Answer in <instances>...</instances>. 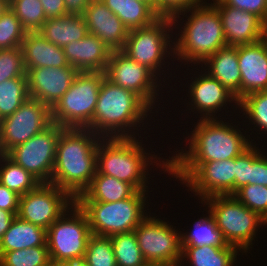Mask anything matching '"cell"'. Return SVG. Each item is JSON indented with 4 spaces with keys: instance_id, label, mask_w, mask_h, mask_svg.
<instances>
[{
    "instance_id": "6da1fadb",
    "label": "cell",
    "mask_w": 267,
    "mask_h": 266,
    "mask_svg": "<svg viewBox=\"0 0 267 266\" xmlns=\"http://www.w3.org/2000/svg\"><path fill=\"white\" fill-rule=\"evenodd\" d=\"M101 137L89 129L65 128L56 145L51 184L76 200L97 172V146Z\"/></svg>"
},
{
    "instance_id": "7a4b0ae2",
    "label": "cell",
    "mask_w": 267,
    "mask_h": 266,
    "mask_svg": "<svg viewBox=\"0 0 267 266\" xmlns=\"http://www.w3.org/2000/svg\"><path fill=\"white\" fill-rule=\"evenodd\" d=\"M153 109L137 94L104 78L98 94L93 121L87 128L101 138L139 137ZM147 118V119H146ZM140 127V129H138ZM133 128V129H132ZM137 129L136 133L135 130ZM136 133V134H135Z\"/></svg>"
},
{
    "instance_id": "3957f363",
    "label": "cell",
    "mask_w": 267,
    "mask_h": 266,
    "mask_svg": "<svg viewBox=\"0 0 267 266\" xmlns=\"http://www.w3.org/2000/svg\"><path fill=\"white\" fill-rule=\"evenodd\" d=\"M187 13H190V16ZM184 17L188 21L186 20L180 30L176 23H181ZM171 18L174 29H179V33L176 34L179 38L175 37L173 41L176 56L173 60L177 58L180 62H187V65L191 63V66L192 63L194 66L204 65L203 62L208 57L227 46L218 10L212 3L205 1L203 4L180 11Z\"/></svg>"
},
{
    "instance_id": "277c9868",
    "label": "cell",
    "mask_w": 267,
    "mask_h": 266,
    "mask_svg": "<svg viewBox=\"0 0 267 266\" xmlns=\"http://www.w3.org/2000/svg\"><path fill=\"white\" fill-rule=\"evenodd\" d=\"M139 138H142L141 135L138 139L101 138L97 146V171L131 184L137 191H149L146 186L149 182V166H155L152 163H156L163 173H169V159L157 157L152 152L146 153L147 149L141 142L143 138L140 141Z\"/></svg>"
},
{
    "instance_id": "5b68a950",
    "label": "cell",
    "mask_w": 267,
    "mask_h": 266,
    "mask_svg": "<svg viewBox=\"0 0 267 266\" xmlns=\"http://www.w3.org/2000/svg\"><path fill=\"white\" fill-rule=\"evenodd\" d=\"M220 119H198L188 134V140L185 137L188 150L182 147L177 150L178 153L175 151V155L169 156V162L229 160L238 157L253 144L250 135H246V131L244 135L241 132L243 128Z\"/></svg>"
},
{
    "instance_id": "8992f818",
    "label": "cell",
    "mask_w": 267,
    "mask_h": 266,
    "mask_svg": "<svg viewBox=\"0 0 267 266\" xmlns=\"http://www.w3.org/2000/svg\"><path fill=\"white\" fill-rule=\"evenodd\" d=\"M173 27L171 17L160 16L151 25L129 30L121 51L159 76L161 81V75H166V71L162 69H166V63L167 67L171 64L165 60L174 57Z\"/></svg>"
},
{
    "instance_id": "52a82bcc",
    "label": "cell",
    "mask_w": 267,
    "mask_h": 266,
    "mask_svg": "<svg viewBox=\"0 0 267 266\" xmlns=\"http://www.w3.org/2000/svg\"><path fill=\"white\" fill-rule=\"evenodd\" d=\"M207 205L225 241L248 253L256 233L267 222L233 195H214L200 202Z\"/></svg>"
},
{
    "instance_id": "ba28073f",
    "label": "cell",
    "mask_w": 267,
    "mask_h": 266,
    "mask_svg": "<svg viewBox=\"0 0 267 266\" xmlns=\"http://www.w3.org/2000/svg\"><path fill=\"white\" fill-rule=\"evenodd\" d=\"M148 191L116 202H76L86 213L92 234L112 236L134 231L148 215L145 205ZM146 211V212H145Z\"/></svg>"
},
{
    "instance_id": "9c48e42d",
    "label": "cell",
    "mask_w": 267,
    "mask_h": 266,
    "mask_svg": "<svg viewBox=\"0 0 267 266\" xmlns=\"http://www.w3.org/2000/svg\"><path fill=\"white\" fill-rule=\"evenodd\" d=\"M104 72H78L69 90L51 109L52 121L63 128L87 129L93 121Z\"/></svg>"
},
{
    "instance_id": "30bf717a",
    "label": "cell",
    "mask_w": 267,
    "mask_h": 266,
    "mask_svg": "<svg viewBox=\"0 0 267 266\" xmlns=\"http://www.w3.org/2000/svg\"><path fill=\"white\" fill-rule=\"evenodd\" d=\"M174 176L201 201L214 195L235 193V158L211 162H169Z\"/></svg>"
},
{
    "instance_id": "8fae6325",
    "label": "cell",
    "mask_w": 267,
    "mask_h": 266,
    "mask_svg": "<svg viewBox=\"0 0 267 266\" xmlns=\"http://www.w3.org/2000/svg\"><path fill=\"white\" fill-rule=\"evenodd\" d=\"M47 247L52 265L84 257L92 235L86 213L74 202L47 230Z\"/></svg>"
},
{
    "instance_id": "7c38bea8",
    "label": "cell",
    "mask_w": 267,
    "mask_h": 266,
    "mask_svg": "<svg viewBox=\"0 0 267 266\" xmlns=\"http://www.w3.org/2000/svg\"><path fill=\"white\" fill-rule=\"evenodd\" d=\"M154 214L147 215L134 230L141 254L151 266H179L181 232Z\"/></svg>"
},
{
    "instance_id": "4fadbf2b",
    "label": "cell",
    "mask_w": 267,
    "mask_h": 266,
    "mask_svg": "<svg viewBox=\"0 0 267 266\" xmlns=\"http://www.w3.org/2000/svg\"><path fill=\"white\" fill-rule=\"evenodd\" d=\"M52 123L51 108L29 97L12 115L0 120V154H7Z\"/></svg>"
},
{
    "instance_id": "5bb4252c",
    "label": "cell",
    "mask_w": 267,
    "mask_h": 266,
    "mask_svg": "<svg viewBox=\"0 0 267 266\" xmlns=\"http://www.w3.org/2000/svg\"><path fill=\"white\" fill-rule=\"evenodd\" d=\"M65 128L56 123L11 149L6 155L40 183H50L55 164L56 145Z\"/></svg>"
},
{
    "instance_id": "9a60e30c",
    "label": "cell",
    "mask_w": 267,
    "mask_h": 266,
    "mask_svg": "<svg viewBox=\"0 0 267 266\" xmlns=\"http://www.w3.org/2000/svg\"><path fill=\"white\" fill-rule=\"evenodd\" d=\"M104 73L105 78L113 84L133 91L152 109L157 108L154 105L160 101L158 96L161 93L159 89L162 81L147 67L130 59L119 50L111 52Z\"/></svg>"
},
{
    "instance_id": "2e32d148",
    "label": "cell",
    "mask_w": 267,
    "mask_h": 266,
    "mask_svg": "<svg viewBox=\"0 0 267 266\" xmlns=\"http://www.w3.org/2000/svg\"><path fill=\"white\" fill-rule=\"evenodd\" d=\"M75 200L51 183H40L34 190L20 196L17 216L47 230Z\"/></svg>"
},
{
    "instance_id": "e0dca14e",
    "label": "cell",
    "mask_w": 267,
    "mask_h": 266,
    "mask_svg": "<svg viewBox=\"0 0 267 266\" xmlns=\"http://www.w3.org/2000/svg\"><path fill=\"white\" fill-rule=\"evenodd\" d=\"M198 77L189 84L188 96L191 108L190 112L199 113L200 119H214L217 118V113L223 109H228L227 103H235L236 109L238 108L239 101L235 95L224 87L217 79L210 77L206 72H198ZM203 73V74H202ZM226 104V105H225ZM225 107V108H224ZM223 108V109H222ZM193 109V110H192ZM197 111V112H196ZM202 113V114H201ZM216 116V117H215Z\"/></svg>"
},
{
    "instance_id": "ac0fdd59",
    "label": "cell",
    "mask_w": 267,
    "mask_h": 266,
    "mask_svg": "<svg viewBox=\"0 0 267 266\" xmlns=\"http://www.w3.org/2000/svg\"><path fill=\"white\" fill-rule=\"evenodd\" d=\"M78 72L72 66L29 69L26 72L29 96L52 109L69 90Z\"/></svg>"
},
{
    "instance_id": "d6986e66",
    "label": "cell",
    "mask_w": 267,
    "mask_h": 266,
    "mask_svg": "<svg viewBox=\"0 0 267 266\" xmlns=\"http://www.w3.org/2000/svg\"><path fill=\"white\" fill-rule=\"evenodd\" d=\"M217 8L227 46L249 45L264 39L265 23L255 14L212 0Z\"/></svg>"
},
{
    "instance_id": "ffe728a7",
    "label": "cell",
    "mask_w": 267,
    "mask_h": 266,
    "mask_svg": "<svg viewBox=\"0 0 267 266\" xmlns=\"http://www.w3.org/2000/svg\"><path fill=\"white\" fill-rule=\"evenodd\" d=\"M241 73L240 99L267 90V41L237 46Z\"/></svg>"
},
{
    "instance_id": "44dd1931",
    "label": "cell",
    "mask_w": 267,
    "mask_h": 266,
    "mask_svg": "<svg viewBox=\"0 0 267 266\" xmlns=\"http://www.w3.org/2000/svg\"><path fill=\"white\" fill-rule=\"evenodd\" d=\"M83 17L88 33L97 36L112 51L123 49L129 30L100 0H92Z\"/></svg>"
},
{
    "instance_id": "7402d4cb",
    "label": "cell",
    "mask_w": 267,
    "mask_h": 266,
    "mask_svg": "<svg viewBox=\"0 0 267 266\" xmlns=\"http://www.w3.org/2000/svg\"><path fill=\"white\" fill-rule=\"evenodd\" d=\"M63 50L68 63L79 72H104L112 52L91 33L65 45Z\"/></svg>"
},
{
    "instance_id": "603a6c76",
    "label": "cell",
    "mask_w": 267,
    "mask_h": 266,
    "mask_svg": "<svg viewBox=\"0 0 267 266\" xmlns=\"http://www.w3.org/2000/svg\"><path fill=\"white\" fill-rule=\"evenodd\" d=\"M21 50L26 72L37 67L71 66L63 48L49 42L38 31L26 33L21 43Z\"/></svg>"
},
{
    "instance_id": "cb8c5ba5",
    "label": "cell",
    "mask_w": 267,
    "mask_h": 266,
    "mask_svg": "<svg viewBox=\"0 0 267 266\" xmlns=\"http://www.w3.org/2000/svg\"><path fill=\"white\" fill-rule=\"evenodd\" d=\"M201 65L203 72L217 79L240 100L241 73L237 56V46H226L208 57ZM207 70V71H206Z\"/></svg>"
},
{
    "instance_id": "d4e9b609",
    "label": "cell",
    "mask_w": 267,
    "mask_h": 266,
    "mask_svg": "<svg viewBox=\"0 0 267 266\" xmlns=\"http://www.w3.org/2000/svg\"><path fill=\"white\" fill-rule=\"evenodd\" d=\"M137 190L124 181L105 174L95 173L90 186L75 202H116L132 197Z\"/></svg>"
},
{
    "instance_id": "484cf974",
    "label": "cell",
    "mask_w": 267,
    "mask_h": 266,
    "mask_svg": "<svg viewBox=\"0 0 267 266\" xmlns=\"http://www.w3.org/2000/svg\"><path fill=\"white\" fill-rule=\"evenodd\" d=\"M46 230L15 216L0 241V256L9 251L47 246Z\"/></svg>"
},
{
    "instance_id": "4316f807",
    "label": "cell",
    "mask_w": 267,
    "mask_h": 266,
    "mask_svg": "<svg viewBox=\"0 0 267 266\" xmlns=\"http://www.w3.org/2000/svg\"><path fill=\"white\" fill-rule=\"evenodd\" d=\"M49 42L64 47L88 34L83 15H65L49 18L38 31Z\"/></svg>"
},
{
    "instance_id": "83f0119b",
    "label": "cell",
    "mask_w": 267,
    "mask_h": 266,
    "mask_svg": "<svg viewBox=\"0 0 267 266\" xmlns=\"http://www.w3.org/2000/svg\"><path fill=\"white\" fill-rule=\"evenodd\" d=\"M122 21L128 30L146 27L160 15L146 2L140 0H100Z\"/></svg>"
},
{
    "instance_id": "f1b7e54d",
    "label": "cell",
    "mask_w": 267,
    "mask_h": 266,
    "mask_svg": "<svg viewBox=\"0 0 267 266\" xmlns=\"http://www.w3.org/2000/svg\"><path fill=\"white\" fill-rule=\"evenodd\" d=\"M238 250L237 247L229 244L226 247H182L179 266H185V263L187 265L189 263L188 266H235Z\"/></svg>"
},
{
    "instance_id": "f546056e",
    "label": "cell",
    "mask_w": 267,
    "mask_h": 266,
    "mask_svg": "<svg viewBox=\"0 0 267 266\" xmlns=\"http://www.w3.org/2000/svg\"><path fill=\"white\" fill-rule=\"evenodd\" d=\"M206 212L208 215L197 219L190 232L181 233V247H226L228 245L218 229L214 217L209 210Z\"/></svg>"
},
{
    "instance_id": "4dcf8cb0",
    "label": "cell",
    "mask_w": 267,
    "mask_h": 266,
    "mask_svg": "<svg viewBox=\"0 0 267 266\" xmlns=\"http://www.w3.org/2000/svg\"><path fill=\"white\" fill-rule=\"evenodd\" d=\"M0 183L22 196L34 190L40 182L6 154H0Z\"/></svg>"
},
{
    "instance_id": "1f68e13d",
    "label": "cell",
    "mask_w": 267,
    "mask_h": 266,
    "mask_svg": "<svg viewBox=\"0 0 267 266\" xmlns=\"http://www.w3.org/2000/svg\"><path fill=\"white\" fill-rule=\"evenodd\" d=\"M29 97L27 78H12L0 83V120L12 115Z\"/></svg>"
},
{
    "instance_id": "d6a6232c",
    "label": "cell",
    "mask_w": 267,
    "mask_h": 266,
    "mask_svg": "<svg viewBox=\"0 0 267 266\" xmlns=\"http://www.w3.org/2000/svg\"><path fill=\"white\" fill-rule=\"evenodd\" d=\"M117 266H151L144 260L134 231L110 236Z\"/></svg>"
},
{
    "instance_id": "836d02e7",
    "label": "cell",
    "mask_w": 267,
    "mask_h": 266,
    "mask_svg": "<svg viewBox=\"0 0 267 266\" xmlns=\"http://www.w3.org/2000/svg\"><path fill=\"white\" fill-rule=\"evenodd\" d=\"M238 110L243 114L242 116L245 115L249 119V124L254 125V130L257 127L258 134H267V90L254 92L240 99Z\"/></svg>"
},
{
    "instance_id": "e575fe53",
    "label": "cell",
    "mask_w": 267,
    "mask_h": 266,
    "mask_svg": "<svg viewBox=\"0 0 267 266\" xmlns=\"http://www.w3.org/2000/svg\"><path fill=\"white\" fill-rule=\"evenodd\" d=\"M9 8L27 32L39 31L47 21L40 0H9Z\"/></svg>"
},
{
    "instance_id": "d590c367",
    "label": "cell",
    "mask_w": 267,
    "mask_h": 266,
    "mask_svg": "<svg viewBox=\"0 0 267 266\" xmlns=\"http://www.w3.org/2000/svg\"><path fill=\"white\" fill-rule=\"evenodd\" d=\"M0 266H53L47 246L5 252L0 256Z\"/></svg>"
},
{
    "instance_id": "8d00e7d4",
    "label": "cell",
    "mask_w": 267,
    "mask_h": 266,
    "mask_svg": "<svg viewBox=\"0 0 267 266\" xmlns=\"http://www.w3.org/2000/svg\"><path fill=\"white\" fill-rule=\"evenodd\" d=\"M84 257L90 266H117L111 238L108 236L92 234Z\"/></svg>"
},
{
    "instance_id": "74e56055",
    "label": "cell",
    "mask_w": 267,
    "mask_h": 266,
    "mask_svg": "<svg viewBox=\"0 0 267 266\" xmlns=\"http://www.w3.org/2000/svg\"><path fill=\"white\" fill-rule=\"evenodd\" d=\"M26 33L16 14L7 8L0 16V50L21 47Z\"/></svg>"
},
{
    "instance_id": "f35d334b",
    "label": "cell",
    "mask_w": 267,
    "mask_h": 266,
    "mask_svg": "<svg viewBox=\"0 0 267 266\" xmlns=\"http://www.w3.org/2000/svg\"><path fill=\"white\" fill-rule=\"evenodd\" d=\"M233 196L267 222V186L247 184Z\"/></svg>"
},
{
    "instance_id": "ab89813d",
    "label": "cell",
    "mask_w": 267,
    "mask_h": 266,
    "mask_svg": "<svg viewBox=\"0 0 267 266\" xmlns=\"http://www.w3.org/2000/svg\"><path fill=\"white\" fill-rule=\"evenodd\" d=\"M12 78H27L21 47L0 50V83Z\"/></svg>"
},
{
    "instance_id": "60d3db41",
    "label": "cell",
    "mask_w": 267,
    "mask_h": 266,
    "mask_svg": "<svg viewBox=\"0 0 267 266\" xmlns=\"http://www.w3.org/2000/svg\"><path fill=\"white\" fill-rule=\"evenodd\" d=\"M253 144L250 146V184L267 186V156Z\"/></svg>"
},
{
    "instance_id": "b9f144b4",
    "label": "cell",
    "mask_w": 267,
    "mask_h": 266,
    "mask_svg": "<svg viewBox=\"0 0 267 266\" xmlns=\"http://www.w3.org/2000/svg\"><path fill=\"white\" fill-rule=\"evenodd\" d=\"M225 5L238 8L258 16L267 23V0H221Z\"/></svg>"
},
{
    "instance_id": "7bdbcfd3",
    "label": "cell",
    "mask_w": 267,
    "mask_h": 266,
    "mask_svg": "<svg viewBox=\"0 0 267 266\" xmlns=\"http://www.w3.org/2000/svg\"><path fill=\"white\" fill-rule=\"evenodd\" d=\"M250 184V147L235 157V192Z\"/></svg>"
},
{
    "instance_id": "ee69618b",
    "label": "cell",
    "mask_w": 267,
    "mask_h": 266,
    "mask_svg": "<svg viewBox=\"0 0 267 266\" xmlns=\"http://www.w3.org/2000/svg\"><path fill=\"white\" fill-rule=\"evenodd\" d=\"M205 1V0H204ZM203 0H158V14L172 17L174 14L205 3Z\"/></svg>"
},
{
    "instance_id": "f6af8a7d",
    "label": "cell",
    "mask_w": 267,
    "mask_h": 266,
    "mask_svg": "<svg viewBox=\"0 0 267 266\" xmlns=\"http://www.w3.org/2000/svg\"><path fill=\"white\" fill-rule=\"evenodd\" d=\"M19 200L20 195L0 183V209L10 211L17 216Z\"/></svg>"
},
{
    "instance_id": "bcb514c9",
    "label": "cell",
    "mask_w": 267,
    "mask_h": 266,
    "mask_svg": "<svg viewBox=\"0 0 267 266\" xmlns=\"http://www.w3.org/2000/svg\"><path fill=\"white\" fill-rule=\"evenodd\" d=\"M40 1L43 5L44 13L47 19L68 15L66 13L64 0H40Z\"/></svg>"
},
{
    "instance_id": "7dc6e473",
    "label": "cell",
    "mask_w": 267,
    "mask_h": 266,
    "mask_svg": "<svg viewBox=\"0 0 267 266\" xmlns=\"http://www.w3.org/2000/svg\"><path fill=\"white\" fill-rule=\"evenodd\" d=\"M92 0H64L68 15H83Z\"/></svg>"
},
{
    "instance_id": "c3c4849f",
    "label": "cell",
    "mask_w": 267,
    "mask_h": 266,
    "mask_svg": "<svg viewBox=\"0 0 267 266\" xmlns=\"http://www.w3.org/2000/svg\"><path fill=\"white\" fill-rule=\"evenodd\" d=\"M15 216L16 215L12 214L10 211L0 209V241L4 233L9 229V226Z\"/></svg>"
},
{
    "instance_id": "681fc988",
    "label": "cell",
    "mask_w": 267,
    "mask_h": 266,
    "mask_svg": "<svg viewBox=\"0 0 267 266\" xmlns=\"http://www.w3.org/2000/svg\"><path fill=\"white\" fill-rule=\"evenodd\" d=\"M53 266H90V265L85 260V257H77L68 259L67 261L64 262L53 264Z\"/></svg>"
},
{
    "instance_id": "f907efd6",
    "label": "cell",
    "mask_w": 267,
    "mask_h": 266,
    "mask_svg": "<svg viewBox=\"0 0 267 266\" xmlns=\"http://www.w3.org/2000/svg\"><path fill=\"white\" fill-rule=\"evenodd\" d=\"M9 8V0H0V16Z\"/></svg>"
},
{
    "instance_id": "816d5d0a",
    "label": "cell",
    "mask_w": 267,
    "mask_h": 266,
    "mask_svg": "<svg viewBox=\"0 0 267 266\" xmlns=\"http://www.w3.org/2000/svg\"><path fill=\"white\" fill-rule=\"evenodd\" d=\"M146 2L158 13V0H140Z\"/></svg>"
},
{
    "instance_id": "f5cc1de1",
    "label": "cell",
    "mask_w": 267,
    "mask_h": 266,
    "mask_svg": "<svg viewBox=\"0 0 267 266\" xmlns=\"http://www.w3.org/2000/svg\"><path fill=\"white\" fill-rule=\"evenodd\" d=\"M264 39L267 41V23H265Z\"/></svg>"
}]
</instances>
